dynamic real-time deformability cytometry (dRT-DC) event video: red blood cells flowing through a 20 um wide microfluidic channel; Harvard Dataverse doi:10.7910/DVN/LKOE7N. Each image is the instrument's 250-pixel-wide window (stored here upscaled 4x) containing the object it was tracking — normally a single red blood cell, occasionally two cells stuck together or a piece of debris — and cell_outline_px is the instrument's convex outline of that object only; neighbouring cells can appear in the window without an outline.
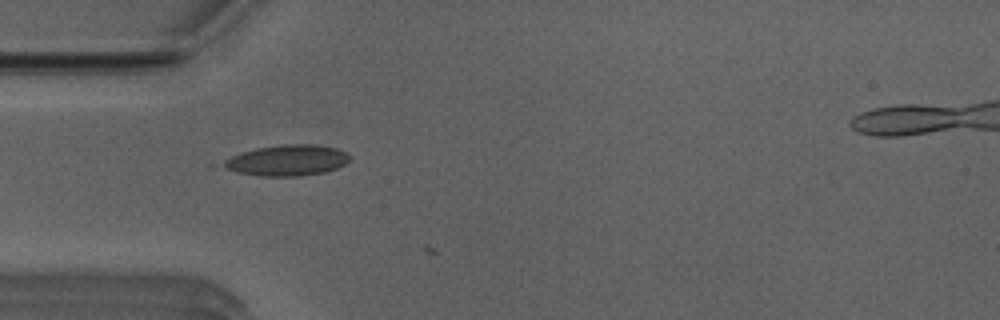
{"species": "Egyptian fruit bat (a non-hibernating species)", "species_latin": "Rousettus aegyptiacus", "temperature_condition": "room temperature", "stored_images_in_passage": 2, "camera_frame_rate_fps": 3000, "um_per_image_px": 0.085, "animal": {"sex": "male"}, "frame": {"image": 1, "passage_image": 1, "time_ms": 0.0, "image_size_px": [1000, 320], "cell_outline_px": [[348, 160], [344, 164], [336, 168], [324, 172], [300, 176], [260, 176], [236, 172], [220, 164], [224, 160], [232, 156], [256, 148], [284, 144], [316, 144], [336, 148], [344, 152], [348, 156]], "centroid_in_image_um": [24.39, 13.63], "position_along_channel_um": 60.6, "area_um2": 22.43}}